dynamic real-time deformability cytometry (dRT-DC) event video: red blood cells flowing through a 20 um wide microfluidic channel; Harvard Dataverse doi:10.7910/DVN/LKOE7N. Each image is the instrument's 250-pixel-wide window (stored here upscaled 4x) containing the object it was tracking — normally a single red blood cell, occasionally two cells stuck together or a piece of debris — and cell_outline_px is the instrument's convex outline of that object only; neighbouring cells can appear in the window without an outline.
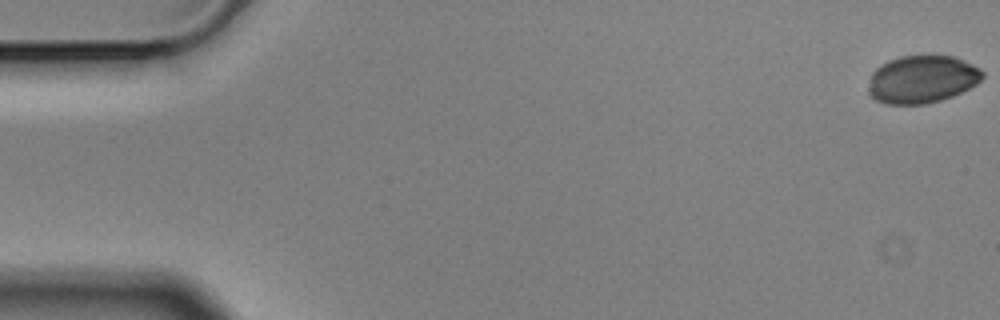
{"species": "Egyptian fruit bat (a non-hibernating species)", "species_latin": "Rousettus aegyptiacus", "temperature_condition": "cold", "stored_images_in_passage": 5, "camera_frame_rate_fps": 3000, "um_per_image_px": 0.085, "animal": {"sex": "male"}, "frame": {"image": 1, "passage_image": 1, "time_ms": 0.0, "image_size_px": [1000, 320], "cell_outline_px": [[984, 76], [976, 84], [952, 96], [940, 100], [924, 104], [884, 104], [868, 96], [868, 88], [872, 72], [880, 64], [888, 60], [900, 56], [924, 52], [936, 52], [956, 56], [980, 68], [984, 72]], "centroid_in_image_um": [78.37, 6.67], "position_along_channel_um": 6.6, "area_um2": 32.83}}